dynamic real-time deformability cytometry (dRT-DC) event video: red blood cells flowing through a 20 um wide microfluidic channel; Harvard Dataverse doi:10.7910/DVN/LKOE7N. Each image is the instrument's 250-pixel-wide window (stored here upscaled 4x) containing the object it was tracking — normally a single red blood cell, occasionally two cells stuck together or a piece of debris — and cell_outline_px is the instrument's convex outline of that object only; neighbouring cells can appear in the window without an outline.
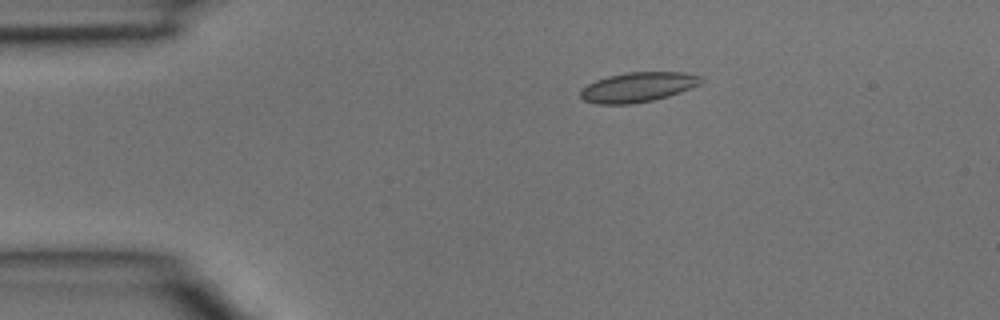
{"species": "common noctule bat (a hibernating species)", "species_latin": "Nyctalus noctula", "temperature_condition": "room temperature", "stored_images_in_passage": 2, "camera_frame_rate_fps": 3000, "um_per_image_px": 0.085, "animal": {"sex": "male", "body_mass_g": 15.6}, "frame": {"image": 1, "passage_image": 1, "time_ms": 0.0, "image_size_px": [1000, 320], "cell_outline_px": [[704, 80], [700, 84], [680, 92], [668, 96], [652, 100], [632, 104], [596, 104], [584, 100], [580, 96], [580, 88], [596, 80], [608, 76], [628, 72], [680, 72], [700, 76]], "centroid_in_image_um": [54.19, 7.41], "position_along_channel_um": 30.8, "area_um2": 20.87}}